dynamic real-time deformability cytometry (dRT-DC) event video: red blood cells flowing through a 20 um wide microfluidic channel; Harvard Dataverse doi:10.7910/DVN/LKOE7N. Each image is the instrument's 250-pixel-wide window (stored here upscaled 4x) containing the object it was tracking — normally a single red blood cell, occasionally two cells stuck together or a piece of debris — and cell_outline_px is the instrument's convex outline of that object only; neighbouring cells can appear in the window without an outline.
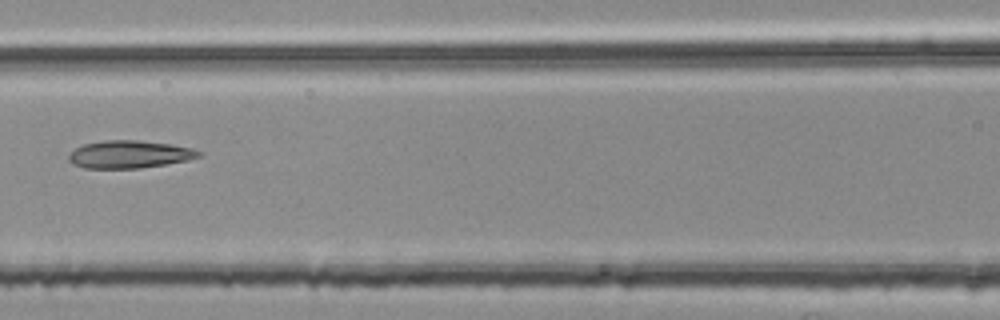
{"species": "common noctule bat (a hibernating species)", "species_latin": "Nyctalus noctula", "temperature_condition": "room temperature", "stored_images_in_passage": 5, "camera_frame_rate_fps": 3000, "um_per_image_px": 0.085, "animal": {"sex": "female", "body_mass_g": 25.1}, "frame": {"image": 1, "passage_image": 5, "time_ms": 1.333, "image_size_px": [1000, 320], "cell_outline_px": [[204, 152], [200, 156], [188, 160], [140, 168], [84, 168], [72, 164], [68, 160], [68, 156], [76, 148], [84, 144], [104, 140], [136, 140], [172, 144], [192, 148]], "centroid_in_image_um": [11.01, 13.12], "position_along_channel_um": 155.6, "area_um2": 20.92}}